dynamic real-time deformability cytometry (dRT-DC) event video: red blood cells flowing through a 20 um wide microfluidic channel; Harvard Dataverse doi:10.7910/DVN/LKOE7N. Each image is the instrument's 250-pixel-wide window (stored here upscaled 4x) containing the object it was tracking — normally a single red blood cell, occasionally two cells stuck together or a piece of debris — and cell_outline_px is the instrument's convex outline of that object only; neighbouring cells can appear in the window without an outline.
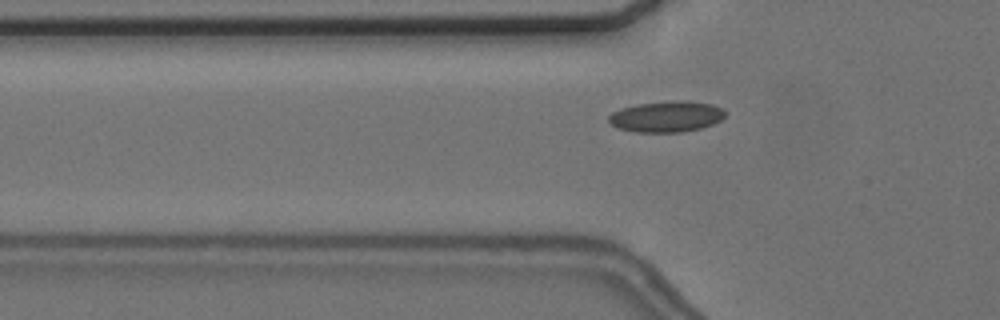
{"species": "common noctule bat (a hibernating species)", "species_latin": "Nyctalus noctula", "temperature_condition": "cold", "stored_images_in_passage": 54, "camera_frame_rate_fps": 3000, "um_per_image_px": 0.085, "animal": {"sex": "female", "body_mass_g": 24.6, "forearm_length_mm": 56.2}, "frame": {"image": 1, "passage_image": 18, "time_ms": 5.667, "image_size_px": [1000, 320], "cell_outline_px": [[724, 116], [720, 120], [712, 124], [700, 128], [680, 132], [636, 132], [620, 128], [612, 124], [608, 120], [608, 116], [612, 112], [620, 108], [636, 104], [672, 100], [684, 100], [712, 104], [720, 108], [724, 112]], "centroid_in_image_um": [56.62, 9.89], "position_along_channel_um": 69.2, "area_um2": 20.92}}
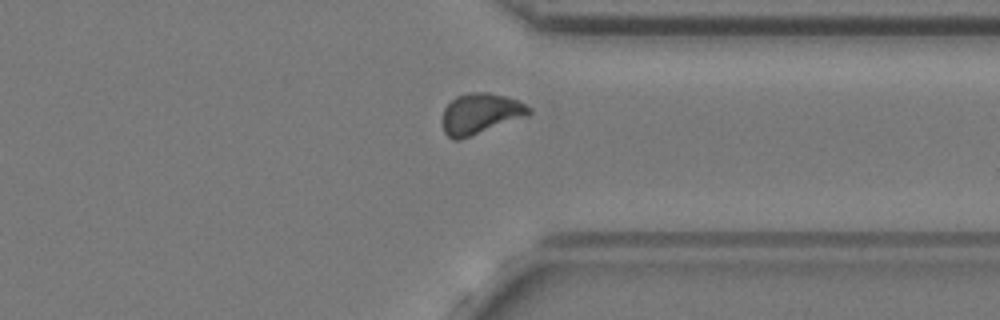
{"frame": {"image": 2, "passage_image": 43, "time_ms": 14.0, "image_size_px": [1000, 320], "cell_outline_px": [[532, 112], [528, 116], [460, 140], [452, 140], [444, 132], [440, 120], [444, 108], [456, 96], [472, 92], [488, 92], [520, 100], [532, 108]], "centroid_in_image_um": [40.83, 9.67], "position_along_channel_um": 370.6, "area_um2": 20.92}}
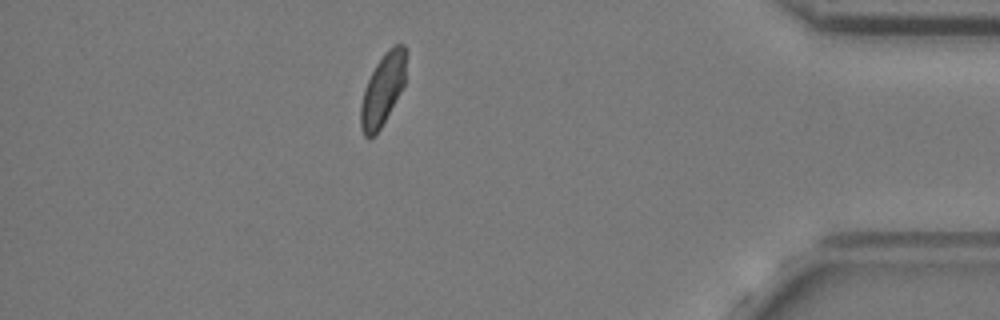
{"frame": {"image": 3, "passage_image": 49, "time_ms": 16.0, "image_size_px": [1000, 320], "cell_outline_px": [[408, 48], [404, 84], [400, 92], [376, 136], [364, 136], [360, 128], [360, 104], [364, 88], [376, 64], [384, 52], [396, 44], [404, 44]], "centroid_in_image_um": [32.54, 7.58], "position_along_channel_um": 402.7, "area_um2": 19.07}}